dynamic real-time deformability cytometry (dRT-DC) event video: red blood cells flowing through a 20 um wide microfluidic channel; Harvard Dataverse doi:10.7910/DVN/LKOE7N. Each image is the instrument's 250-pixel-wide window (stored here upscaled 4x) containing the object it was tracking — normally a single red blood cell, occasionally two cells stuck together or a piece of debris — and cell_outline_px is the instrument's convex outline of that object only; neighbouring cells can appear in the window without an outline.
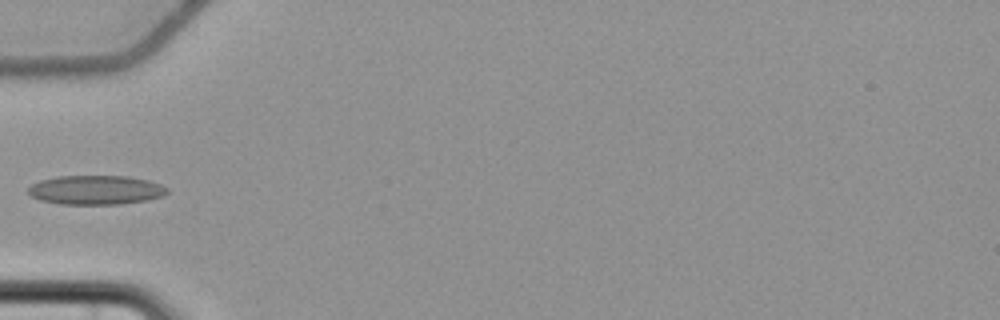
{"species": "common noctule bat (a hibernating species)", "species_latin": "Nyctalus noctula", "temperature_condition": "cold", "stored_images_in_passage": 6, "camera_frame_rate_fps": 3000, "um_per_image_px": 0.085, "animal": {"sex": "female", "body_mass_g": 22.7, "forearm_length_mm": 54.2}, "frame": {"image": 1, "passage_image": 5, "time_ms": 6.0, "image_size_px": [1000, 320], "cell_outline_px": [[168, 192], [164, 196], [148, 200], [120, 204], [60, 204], [40, 200], [32, 196], [28, 192], [28, 188], [32, 184], [40, 180], [56, 176], [128, 176], [148, 180], [160, 184], [168, 188]], "centroid_in_image_um": [8.16, 16.14], "position_along_channel_um": 76.8, "area_um2": 23.76}}
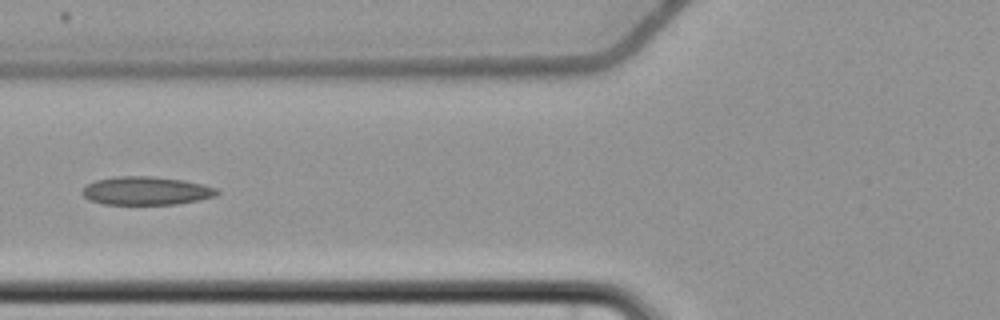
{"frame": {"image": 2, "passage_image": 6, "time_ms": 7.0, "image_size_px": [1000, 320], "cell_outline_px": [[220, 192], [216, 196], [200, 200], [176, 204], [104, 204], [88, 200], [80, 192], [88, 184], [96, 180], [116, 176], [152, 176], [184, 180], [216, 188]], "centroid_in_image_um": [12.42, 16.22], "position_along_channel_um": 113.4, "area_um2": 22.25}}